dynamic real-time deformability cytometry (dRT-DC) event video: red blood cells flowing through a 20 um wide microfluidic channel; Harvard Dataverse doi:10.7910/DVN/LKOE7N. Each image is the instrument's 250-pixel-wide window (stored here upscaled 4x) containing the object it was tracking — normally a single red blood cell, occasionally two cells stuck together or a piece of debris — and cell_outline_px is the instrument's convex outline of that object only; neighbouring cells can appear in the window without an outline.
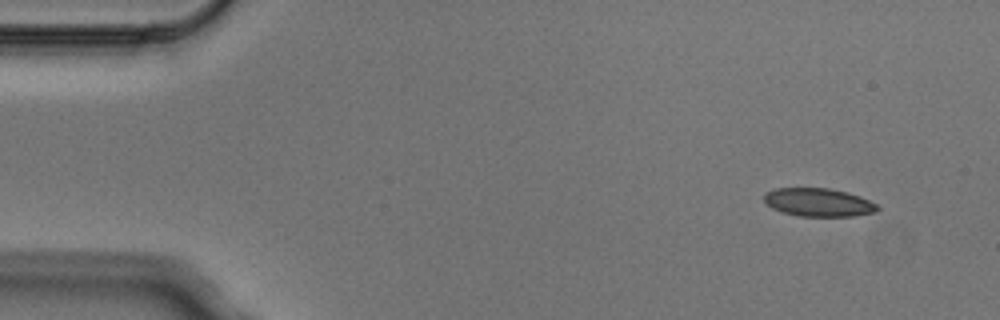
{"species": "Egyptian fruit bat (a non-hibernating species)", "species_latin": "Rousettus aegyptiacus", "temperature_condition": "cold", "stored_images_in_passage": 5, "camera_frame_rate_fps": 3000, "um_per_image_px": 0.085, "animal": {"sex": "male"}, "frame": {"image": 1, "passage_image": 1, "time_ms": 0.0, "image_size_px": [1000, 320], "cell_outline_px": [[880, 208], [876, 212], [852, 216], [800, 216], [784, 212], [772, 208], [764, 200], [764, 192], [776, 188], [828, 188], [848, 192], [860, 196], [876, 204]], "centroid_in_image_um": [69.58, 17.19], "position_along_channel_um": 15.4, "area_um2": 18.61}}
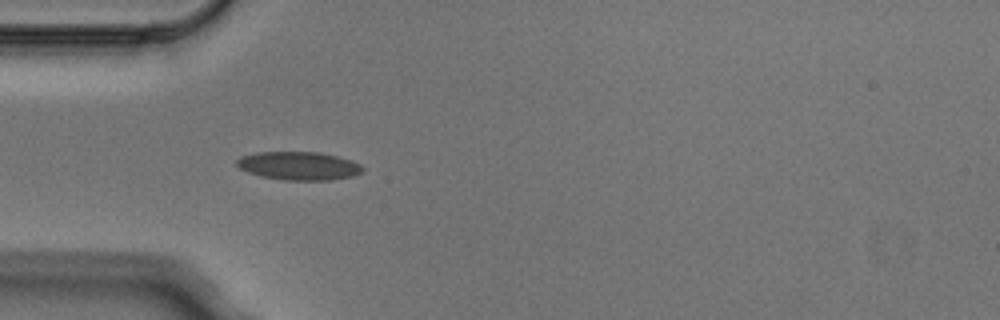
{"frame": {"image": 2, "passage_image": 4, "time_ms": 1.0, "image_size_px": [1000, 320], "cell_outline_px": [[364, 168], [360, 172], [352, 176], [328, 180], [284, 180], [264, 176], [248, 172], [240, 168], [236, 164], [236, 160], [240, 156], [256, 152], [320, 152], [352, 160], [360, 164]], "centroid_in_image_um": [25.38, 14.08], "position_along_channel_um": 59.6, "area_um2": 20.63}}
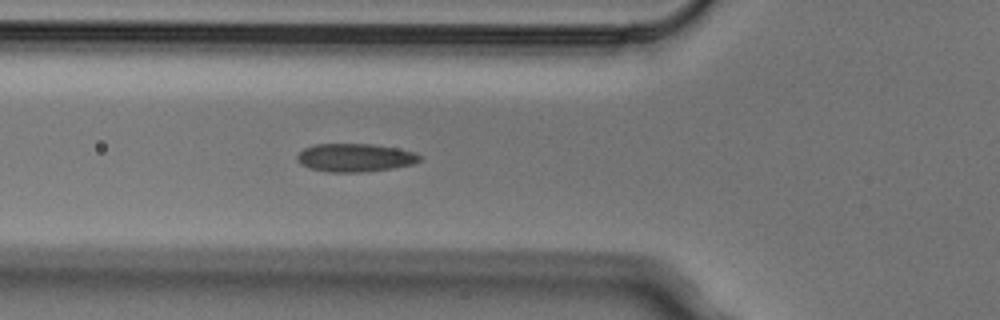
{"frame": {"image": 3, "passage_image": 5, "time_ms": 1.333, "image_size_px": [1000, 320], "cell_outline_px": [[420, 160], [412, 164], [392, 168], [364, 172], [328, 172], [308, 168], [300, 164], [296, 160], [296, 156], [304, 148], [316, 144], [372, 144], [396, 148], [416, 152], [420, 156]], "centroid_in_image_um": [30.14, 13.4], "position_along_channel_um": 95.7, "area_um2": 20.17}}